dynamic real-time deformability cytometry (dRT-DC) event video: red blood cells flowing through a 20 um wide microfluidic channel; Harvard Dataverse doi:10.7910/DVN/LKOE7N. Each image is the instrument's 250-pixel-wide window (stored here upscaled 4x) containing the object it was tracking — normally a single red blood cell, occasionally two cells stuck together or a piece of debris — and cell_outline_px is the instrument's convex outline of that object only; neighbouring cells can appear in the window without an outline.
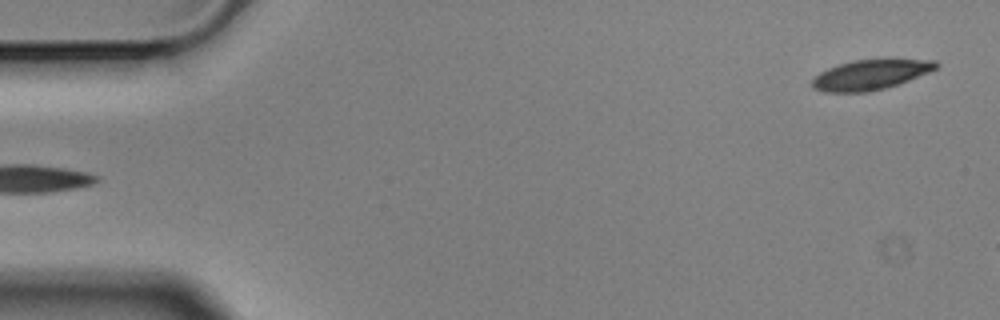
{"species": "Egyptian fruit bat (a non-hibernating species)", "species_latin": "Rousettus aegyptiacus", "temperature_condition": "cold", "stored_images_in_passage": 6, "segment_of_instrument_passage": [2, 2], "camera_frame_rate_fps": 3000, "um_per_image_px": 0.085, "animal": {"sex": "male"}, "frame": {"image": 1, "passage_image": 6, "time_ms": 1.667, "image_size_px": [1000, 320], "cell_outline_px": [[940, 64], [936, 68], [928, 72], [900, 84], [868, 92], [824, 92], [812, 88], [812, 80], [820, 72], [828, 68], [840, 64], [856, 60], [936, 60]], "centroid_in_image_um": [73.98, 6.37], "position_along_channel_um": 11.0, "area_um2": 21.33}}